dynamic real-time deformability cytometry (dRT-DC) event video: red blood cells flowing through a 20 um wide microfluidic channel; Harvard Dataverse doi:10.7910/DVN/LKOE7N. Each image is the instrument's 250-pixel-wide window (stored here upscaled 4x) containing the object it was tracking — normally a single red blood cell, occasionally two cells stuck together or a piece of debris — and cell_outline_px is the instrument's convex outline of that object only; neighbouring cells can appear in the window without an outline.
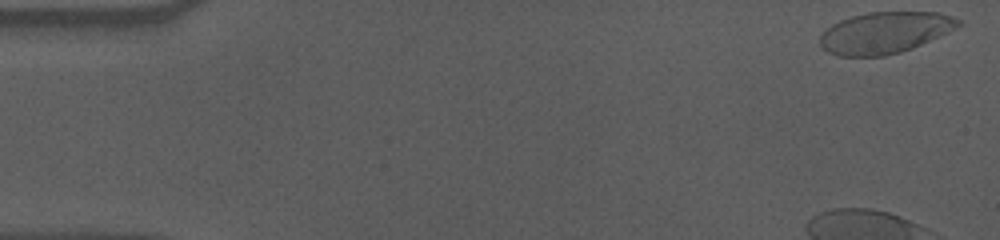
{"species": "human", "species_latin": "Homo sapiens", "temperature_condition": "cold", "stored_images_in_passage": 45, "camera_frame_rate_fps": 3000, "um_per_image_px": 0.085, "donor": {"sex": "male"}, "frame": {"image": 1, "passage_image": 1, "time_ms": 0.0, "image_size_px": [1000, 240], "cell_outline_px": [[964, 24], [956, 28], [912, 48], [900, 52], [884, 56], [840, 56], [828, 52], [820, 44], [820, 36], [832, 24], [840, 20], [852, 16], [868, 12], [936, 12], [952, 16], [960, 20]], "centroid_in_image_um": [75.22, 2.77], "position_along_channel_um": 9.8, "area_um2": 33.18}}